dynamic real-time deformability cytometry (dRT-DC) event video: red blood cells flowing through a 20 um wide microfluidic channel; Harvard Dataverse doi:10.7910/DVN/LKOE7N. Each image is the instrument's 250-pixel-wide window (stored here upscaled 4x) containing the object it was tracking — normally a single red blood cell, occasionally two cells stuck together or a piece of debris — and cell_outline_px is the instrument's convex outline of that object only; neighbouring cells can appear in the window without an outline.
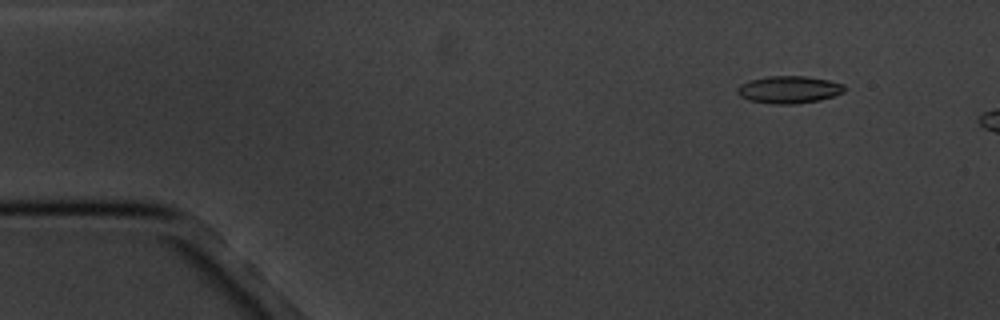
{"species": "common noctule bat (a hibernating species)", "species_latin": "Nyctalus noctula", "temperature_condition": "cold", "stored_images_in_passage": 4, "camera_frame_rate_fps": 3000, "um_per_image_px": 0.085, "animal": {"sex": "male", "body_mass_g": 20.1, "forearm_length_mm": 53.5}, "frame": {"image": 1, "passage_image": 2, "time_ms": 1.333, "image_size_px": [1000, 320], "cell_outline_px": [[844, 92], [820, 100], [792, 104], [776, 104], [748, 100], [740, 96], [736, 92], [736, 88], [740, 84], [748, 80], [768, 76], [808, 76], [828, 80], [844, 84]], "centroid_in_image_um": [67.02, 7.61], "position_along_channel_um": 18.0, "area_um2": 17.11}}